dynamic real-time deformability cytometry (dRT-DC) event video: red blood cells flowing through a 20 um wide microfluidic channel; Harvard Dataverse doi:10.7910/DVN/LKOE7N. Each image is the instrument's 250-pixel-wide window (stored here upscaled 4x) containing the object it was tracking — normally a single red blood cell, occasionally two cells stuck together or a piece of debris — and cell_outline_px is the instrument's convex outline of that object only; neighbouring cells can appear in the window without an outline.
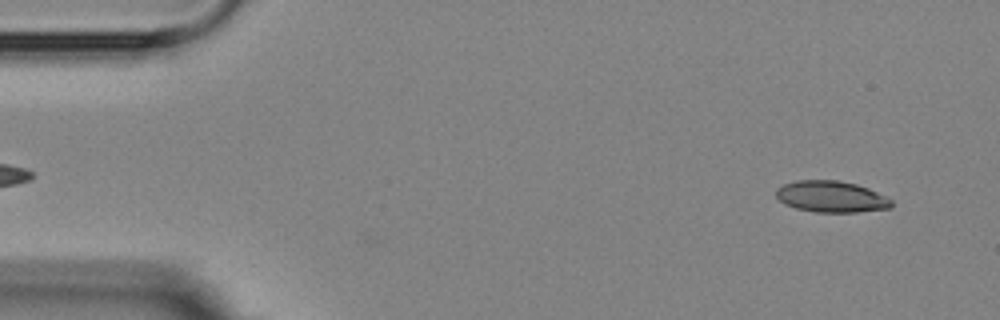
{"species": "Egyptian fruit bat (a non-hibernating species)", "species_latin": "Rousettus aegyptiacus", "temperature_condition": "room temperature", "stored_images_in_passage": 8, "camera_frame_rate_fps": 3000, "um_per_image_px": 0.085, "animal": {"sex": "female"}, "frame": {"image": 1, "passage_image": 1, "time_ms": 0.0, "image_size_px": [1000, 320], "cell_outline_px": [[892, 208], [856, 212], [816, 212], [796, 208], [784, 204], [776, 196], [776, 188], [784, 184], [796, 180], [836, 180], [856, 184], [868, 188], [892, 200]], "centroid_in_image_um": [70.64, 16.71], "position_along_channel_um": 14.4, "area_um2": 21.04}}
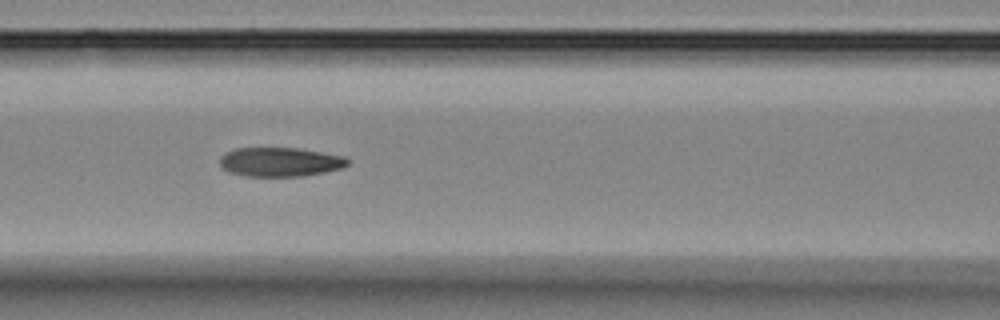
{"frame": {"image": 2, "passage_image": 5, "time_ms": 6.333, "image_size_px": [1000, 320], "cell_outline_px": [[352, 160], [344, 168], [304, 176], [244, 176], [232, 172], [224, 168], [220, 164], [220, 156], [236, 148], [296, 148], [344, 156]], "centroid_in_image_um": [23.86, 13.77], "position_along_channel_um": 142.7, "area_um2": 21.62}}
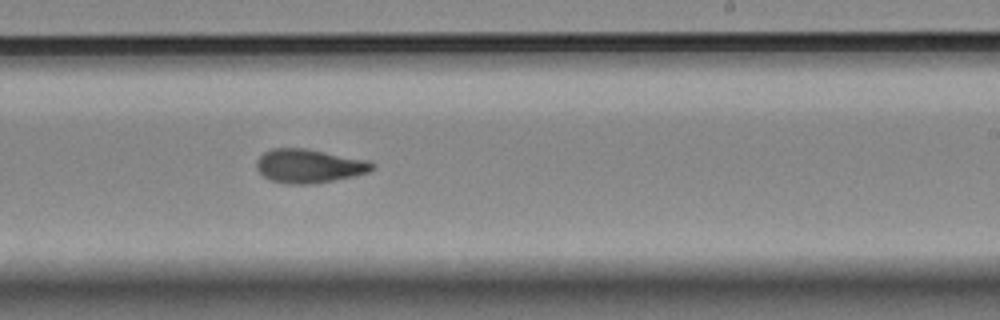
{"frame": {"image": 3, "passage_image": 8, "time_ms": 9.667, "image_size_px": [1000, 320], "cell_outline_px": [[376, 168], [368, 172], [352, 176], [312, 184], [288, 184], [272, 180], [264, 176], [256, 168], [256, 160], [264, 152], [272, 148], [304, 148], [368, 160], [376, 164]], "centroid_in_image_um": [26.27, 14.1], "position_along_channel_um": 262.7, "area_um2": 22.66}}